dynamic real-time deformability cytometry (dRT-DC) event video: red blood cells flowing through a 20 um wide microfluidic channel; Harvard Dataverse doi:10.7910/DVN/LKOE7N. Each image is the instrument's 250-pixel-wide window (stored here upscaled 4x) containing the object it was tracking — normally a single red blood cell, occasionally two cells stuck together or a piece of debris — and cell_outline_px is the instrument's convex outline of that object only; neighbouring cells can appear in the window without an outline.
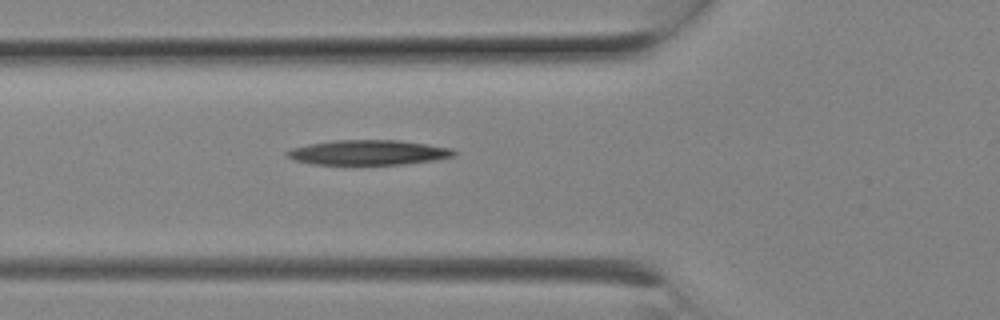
{"species": "Egyptian fruit bat (a non-hibernating species)", "species_latin": "Rousettus aegyptiacus", "temperature_condition": "room temperature", "stored_images_in_passage": 2, "camera_frame_rate_fps": 3000, "um_per_image_px": 0.085, "animal": {"sex": "female"}, "frame": {"image": 1, "passage_image": 2, "time_ms": 0.333, "image_size_px": [1000, 320], "cell_outline_px": [[460, 152], [456, 156], [436, 160], [404, 164], [312, 164], [292, 160], [284, 156], [284, 152], [292, 148], [308, 144], [336, 140], [396, 140], [428, 144], [452, 148]], "centroid_in_image_um": [31.33, 12.96], "position_along_channel_um": 94.5, "area_um2": 24.51}}